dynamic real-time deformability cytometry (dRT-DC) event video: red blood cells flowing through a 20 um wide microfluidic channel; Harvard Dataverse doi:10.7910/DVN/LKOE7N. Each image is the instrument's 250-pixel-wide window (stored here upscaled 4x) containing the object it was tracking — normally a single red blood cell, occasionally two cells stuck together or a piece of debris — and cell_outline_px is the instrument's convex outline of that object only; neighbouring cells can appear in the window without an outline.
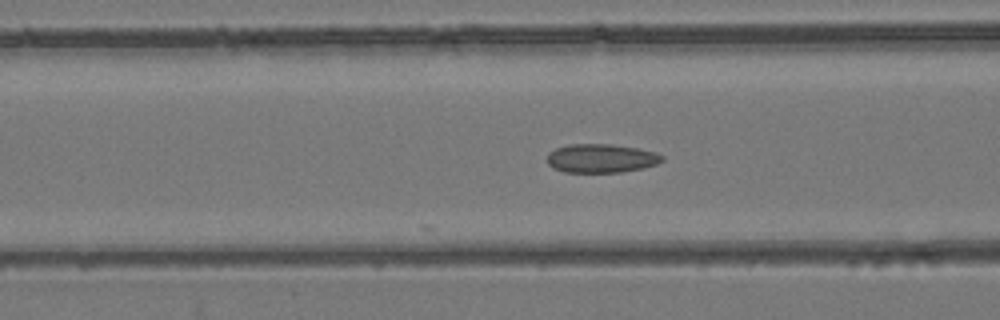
{"species": "common noctule bat (a hibernating species)", "species_latin": "Nyctalus noctula", "temperature_condition": "room temperature", "stored_images_in_passage": 21, "camera_frame_rate_fps": 3000, "um_per_image_px": 0.085, "animal": {"sex": "female", "body_mass_g": 24.6, "forearm_length_mm": 56.2}, "frame": {"image": 1, "passage_image": 7, "time_ms": 2.0, "image_size_px": [1000, 320], "cell_outline_px": [[664, 160], [656, 164], [644, 168], [620, 172], [564, 172], [552, 168], [548, 164], [548, 152], [556, 148], [568, 144], [612, 144], [636, 148], [656, 152], [664, 156]], "centroid_in_image_um": [51.1, 13.45], "position_along_channel_um": 115.5, "area_um2": 19.36}}
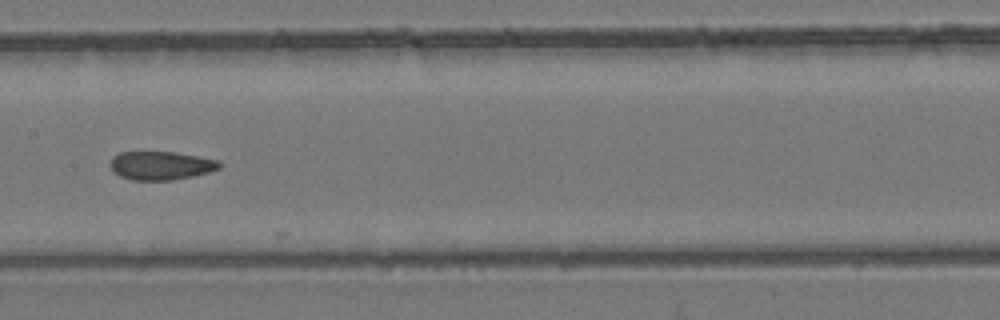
{"frame": {"image": 2, "passage_image": 13, "time_ms": 4.0, "image_size_px": [1000, 320], "cell_outline_px": [[220, 168], [208, 172], [192, 176], [172, 180], [132, 180], [120, 176], [112, 172], [108, 164], [112, 156], [120, 152], [176, 152], [220, 160]], "centroid_in_image_um": [13.63, 14.07], "position_along_channel_um": 193.8, "area_um2": 18.32}}
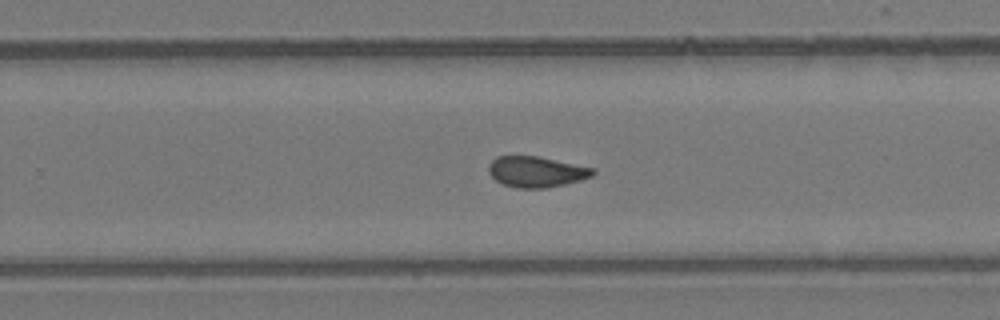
{"frame": {"image": 3, "passage_image": 20, "time_ms": 6.333, "image_size_px": [1000, 320], "cell_outline_px": [[596, 172], [592, 176], [580, 180], [548, 188], [516, 188], [504, 184], [496, 180], [488, 172], [488, 164], [496, 156], [536, 156], [596, 168]], "centroid_in_image_um": [45.59, 14.6], "position_along_channel_um": 284.2, "area_um2": 18.73}}